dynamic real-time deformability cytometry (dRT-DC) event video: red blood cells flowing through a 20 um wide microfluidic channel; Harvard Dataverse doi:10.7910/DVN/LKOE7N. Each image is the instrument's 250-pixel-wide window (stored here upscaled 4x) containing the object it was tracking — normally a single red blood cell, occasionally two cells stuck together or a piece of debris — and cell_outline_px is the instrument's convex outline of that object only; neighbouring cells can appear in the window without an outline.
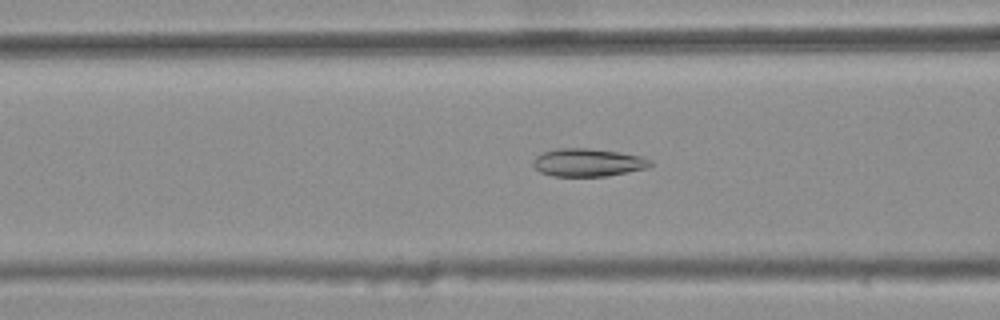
{"species": "common noctule bat (a hibernating species)", "species_latin": "Nyctalus noctula", "temperature_condition": "warm", "stored_images_in_passage": 47, "camera_frame_rate_fps": 3000, "um_per_image_px": 0.085, "animal": {"sex": "female", "body_mass_g": 25.1}, "frame": {"image": 1, "passage_image": 21, "time_ms": 6.667, "image_size_px": [1000, 320], "cell_outline_px": [[652, 164], [648, 168], [608, 176], [552, 176], [540, 172], [532, 164], [532, 160], [536, 156], [544, 152], [556, 148], [588, 148], [616, 152], [640, 156], [652, 160]], "centroid_in_image_um": [49.96, 13.82], "position_along_channel_um": 116.6, "area_um2": 19.07}}
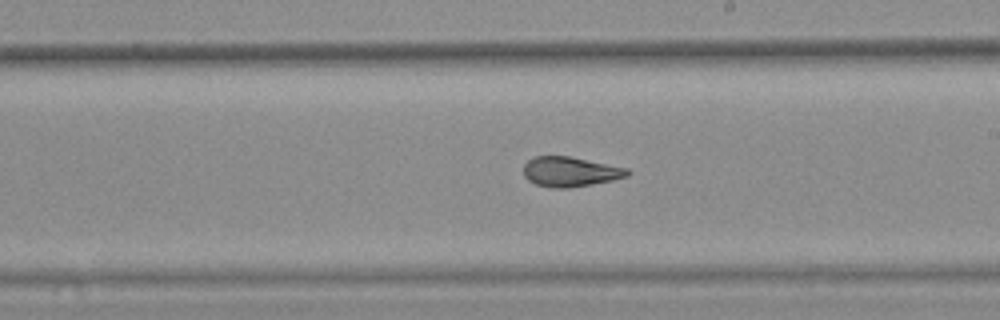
{"frame": {"image": 2, "passage_image": 31, "time_ms": 10.0, "image_size_px": [1000, 320], "cell_outline_px": [[632, 172], [628, 176], [612, 180], [592, 184], [568, 188], [552, 188], [536, 184], [528, 180], [524, 176], [524, 164], [528, 160], [536, 156], [568, 156], [628, 168]], "centroid_in_image_um": [48.47, 14.6], "position_along_channel_um": 240.5, "area_um2": 18.03}}
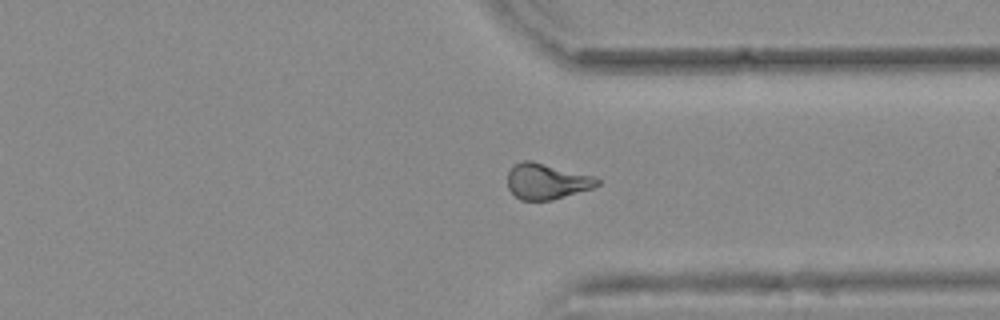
{"frame": {"image": 3, "passage_image": 41, "time_ms": 13.333, "image_size_px": [1000, 320], "cell_outline_px": [[600, 184], [592, 188], [552, 200], [520, 200], [508, 188], [508, 172], [512, 164], [520, 160], [532, 160], [592, 176], [600, 180]], "centroid_in_image_um": [46.42, 15.4], "position_along_channel_um": 365.0, "area_um2": 18.67}, "authors_computed_cell_mechanics": {"area_um2": 18.6694, "velocity_mm_per_s": 3.7231, "shape_relaxation_time_tau1_ms": null, "shape_relaxation_time_tau2_ms": 1.7566, "deformation_change_tau1": null, "deformation_change_tau2": 0.0684}}